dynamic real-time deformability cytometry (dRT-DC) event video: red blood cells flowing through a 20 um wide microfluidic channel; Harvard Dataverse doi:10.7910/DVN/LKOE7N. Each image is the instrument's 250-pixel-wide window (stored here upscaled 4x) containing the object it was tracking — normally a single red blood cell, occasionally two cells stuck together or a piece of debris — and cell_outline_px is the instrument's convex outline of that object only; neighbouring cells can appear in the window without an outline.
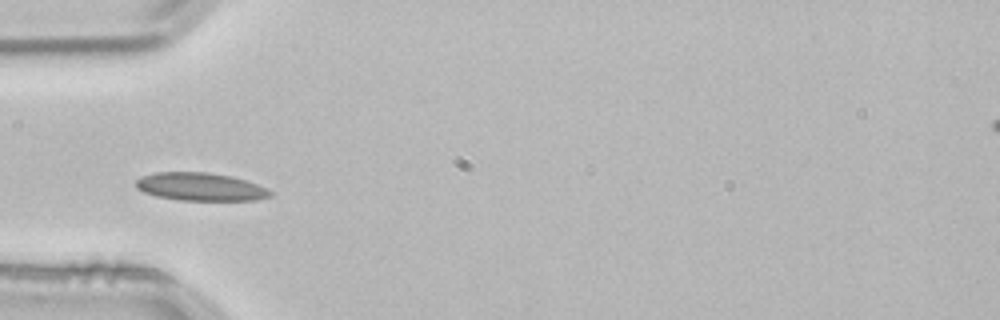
{"species": "common noctule bat (a hibernating species)", "species_latin": "Nyctalus noctula", "temperature_condition": "room temperature", "stored_images_in_passage": 4, "camera_frame_rate_fps": 3000, "um_per_image_px": 0.085, "animal": {"sex": "male", "body_mass_g": 21.5, "forearm_length_mm": 52.0}, "frame": {"image": 1, "passage_image": 4, "time_ms": 1.0, "image_size_px": [1000, 320], "cell_outline_px": [[272, 196], [256, 200], [180, 200], [156, 196], [144, 192], [136, 188], [136, 180], [140, 176], [156, 172], [208, 172], [232, 176], [256, 184], [272, 192]], "centroid_in_image_um": [17.0, 15.87], "position_along_channel_um": 68.0, "area_um2": 21.85}}